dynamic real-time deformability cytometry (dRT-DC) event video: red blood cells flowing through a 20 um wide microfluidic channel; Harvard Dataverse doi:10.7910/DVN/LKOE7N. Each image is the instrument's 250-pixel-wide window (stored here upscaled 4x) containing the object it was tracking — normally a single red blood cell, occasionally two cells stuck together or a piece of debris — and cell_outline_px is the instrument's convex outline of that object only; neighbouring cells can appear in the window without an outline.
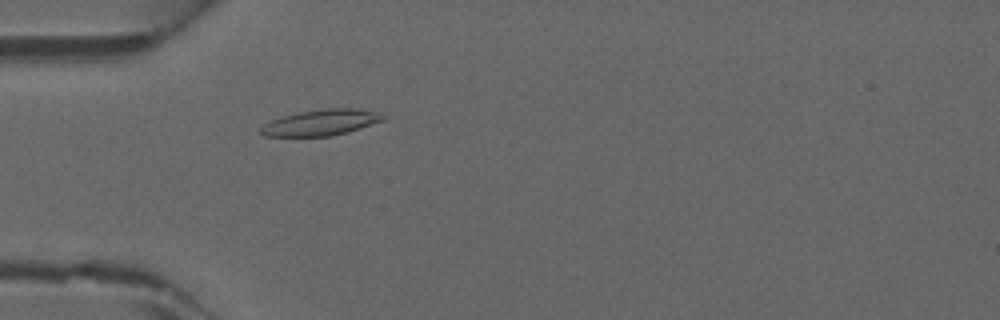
{"species": "common noctule bat (a hibernating species)", "species_latin": "Nyctalus noctula", "temperature_condition": "warm", "stored_images_in_passage": 46, "camera_frame_rate_fps": 3000, "um_per_image_px": 0.085, "animal": {"sex": "male", "forearm_length_mm": 52.5}, "frame": {"image": 1, "passage_image": 14, "time_ms": 4.333, "image_size_px": [1000, 320], "cell_outline_px": [[388, 116], [384, 120], [348, 132], [328, 136], [264, 136], [260, 132], [260, 128], [264, 124], [272, 120], [284, 116], [300, 112], [324, 108], [356, 108], [376, 112]], "centroid_in_image_um": [27.31, 10.41], "position_along_channel_um": 57.7, "area_um2": 18.38}}
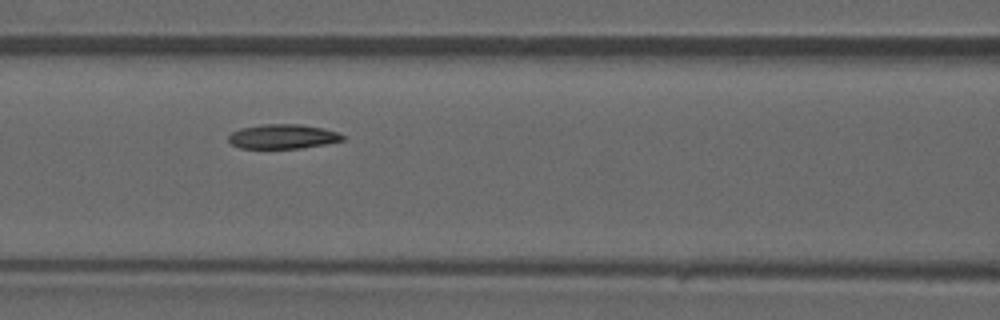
{"frame": {"image": 2, "passage_image": 20, "time_ms": 6.333, "image_size_px": [1000, 320], "cell_outline_px": [[344, 140], [324, 144], [300, 148], [240, 148], [232, 144], [228, 140], [228, 136], [232, 132], [240, 128], [260, 124], [300, 124], [320, 128], [336, 132], [344, 136]], "centroid_in_image_um": [23.99, 11.6], "position_along_channel_um": 142.6, "area_um2": 16.13}}
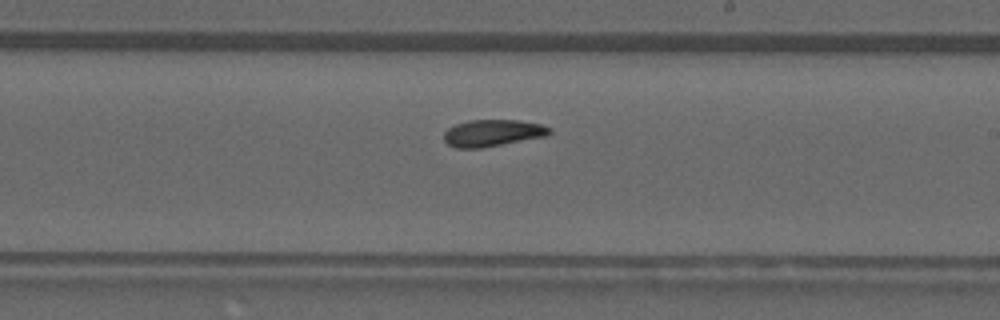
{"frame": {"image": 3, "passage_image": 27, "time_ms": 8.667, "image_size_px": [1000, 320], "cell_outline_px": [[552, 132], [548, 136], [480, 148], [456, 148], [448, 144], [444, 140], [444, 132], [448, 128], [456, 124], [468, 120], [520, 120], [540, 124], [552, 128]], "centroid_in_image_um": [41.9, 11.3], "position_along_channel_um": 247.1, "area_um2": 16.59}}